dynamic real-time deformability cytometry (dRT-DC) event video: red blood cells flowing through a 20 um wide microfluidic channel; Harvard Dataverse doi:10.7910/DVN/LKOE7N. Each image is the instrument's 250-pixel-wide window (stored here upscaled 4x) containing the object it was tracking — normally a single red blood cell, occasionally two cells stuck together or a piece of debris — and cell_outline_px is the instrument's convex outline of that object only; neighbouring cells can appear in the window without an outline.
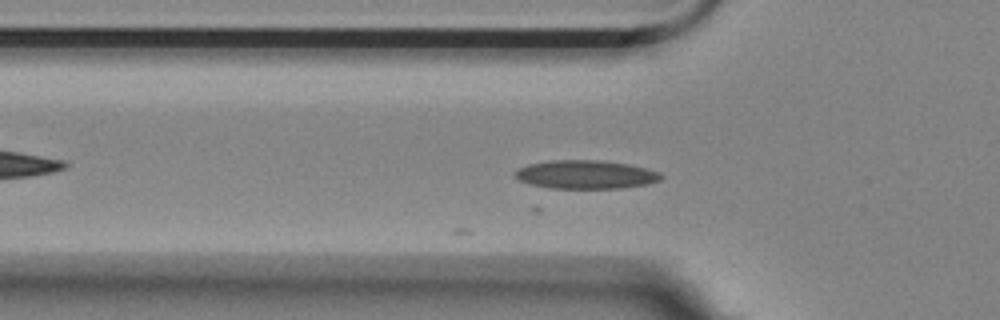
{"species": "Egyptian fruit bat (a non-hibernating species)", "species_latin": "Rousettus aegyptiacus", "temperature_condition": "room temperature", "stored_images_in_passage": 6, "camera_frame_rate_fps": 3000, "um_per_image_px": 0.085, "animal": {"sex": "female"}, "frame": {"image": 1, "passage_image": 4, "time_ms": 1.0, "image_size_px": [1000, 320], "cell_outline_px": [[664, 176], [660, 180], [648, 184], [620, 188], [552, 188], [528, 184], [520, 180], [516, 176], [516, 172], [520, 168], [528, 164], [552, 160], [600, 160], [628, 164], [660, 172]], "centroid_in_image_um": [49.82, 14.83], "position_along_channel_um": 76.0, "area_um2": 24.1}}